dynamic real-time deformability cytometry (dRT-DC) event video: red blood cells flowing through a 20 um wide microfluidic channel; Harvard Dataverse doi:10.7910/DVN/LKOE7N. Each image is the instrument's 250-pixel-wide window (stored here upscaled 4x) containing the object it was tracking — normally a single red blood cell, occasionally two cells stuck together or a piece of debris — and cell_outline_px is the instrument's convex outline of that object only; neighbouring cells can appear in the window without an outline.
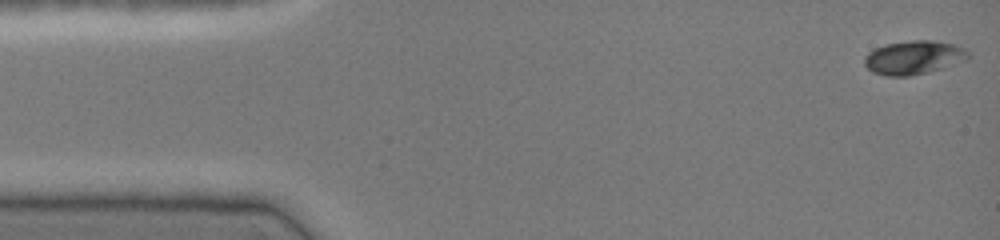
{"species": "common noctule bat (a hibernating species)", "species_latin": "Nyctalus noctula", "temperature_condition": "cold", "stored_images_in_passage": 6, "camera_frame_rate_fps": 3000, "um_per_image_px": 0.085, "animal": {"sex": "female", "body_mass_g": 19.0, "forearm_length_mm": 51.5}, "frame": {"image": 1, "passage_image": 1, "time_ms": 0.0, "image_size_px": [1000, 240], "cell_outline_px": [[972, 56], [968, 60], [944, 68], [928, 72], [908, 76], [884, 76], [872, 72], [864, 64], [864, 56], [868, 52], [876, 48], [888, 44], [912, 40], [932, 40], [956, 44], [964, 48]], "centroid_in_image_um": [77.71, 4.89], "position_along_channel_um": 7.3, "area_um2": 20.63}}
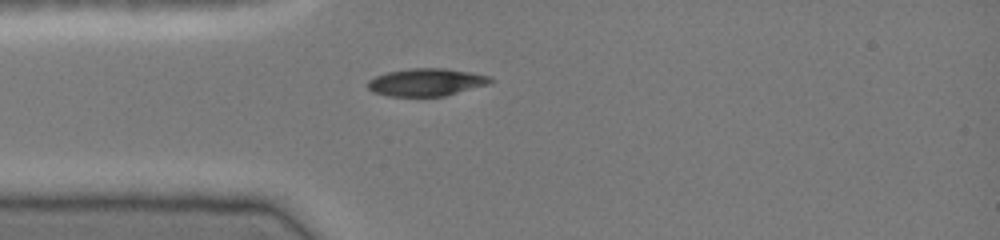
{"frame": {"image": 2, "passage_image": 6, "time_ms": 1.667, "image_size_px": [1000, 240], "cell_outline_px": [[496, 80], [488, 84], [444, 96], [388, 96], [372, 92], [368, 88], [368, 80], [376, 76], [388, 72], [412, 68], [444, 68], [492, 76]], "centroid_in_image_um": [36.25, 6.99], "position_along_channel_um": 48.8, "area_um2": 19.65}}